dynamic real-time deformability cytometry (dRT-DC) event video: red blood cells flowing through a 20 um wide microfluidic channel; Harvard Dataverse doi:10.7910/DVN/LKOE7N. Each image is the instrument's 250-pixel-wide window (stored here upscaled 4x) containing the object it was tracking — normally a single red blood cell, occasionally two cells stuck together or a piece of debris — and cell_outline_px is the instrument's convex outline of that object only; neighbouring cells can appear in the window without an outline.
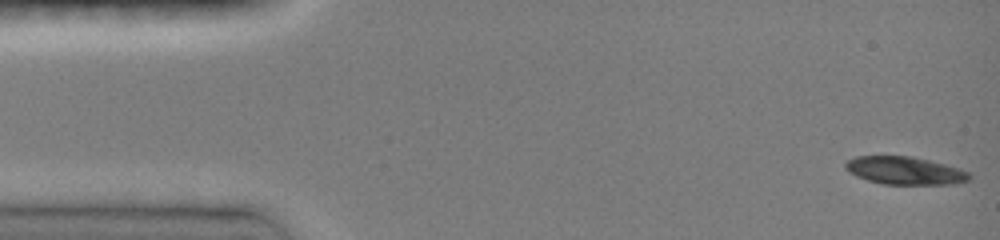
{"species": "common noctule bat (a hibernating species)", "species_latin": "Nyctalus noctula", "temperature_condition": "room temperature", "stored_images_in_passage": 13, "camera_frame_rate_fps": 3000, "um_per_image_px": 0.085, "animal": {"sex": "female", "body_mass_g": 19.0, "forearm_length_mm": 51.5}, "frame": {"image": 1, "passage_image": 1, "time_ms": 0.0, "image_size_px": [1000, 240], "cell_outline_px": [[972, 176], [968, 180], [956, 184], [884, 184], [868, 180], [856, 176], [848, 172], [844, 168], [844, 164], [848, 160], [856, 156], [912, 156], [960, 168], [968, 172]], "centroid_in_image_um": [76.9, 14.5], "position_along_channel_um": 8.1, "area_um2": 20.11}}
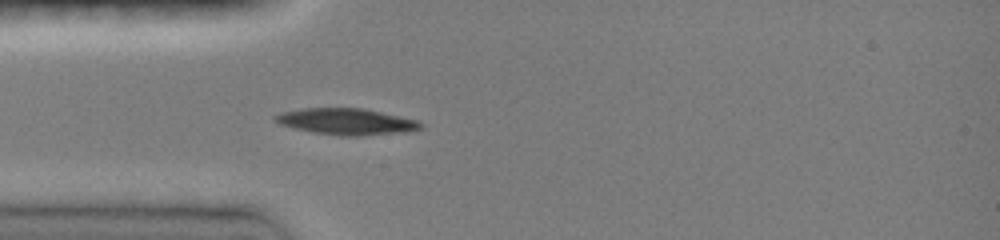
{"frame": {"image": 2, "passage_image": 10, "time_ms": 4.0, "image_size_px": [1000, 240], "cell_outline_px": [[424, 128], [404, 132], [356, 136], [340, 136], [292, 128], [280, 124], [272, 120], [272, 116], [280, 112], [304, 108], [364, 108], [420, 120], [424, 124]], "centroid_in_image_um": [29.46, 10.32], "position_along_channel_um": 55.5, "area_um2": 22.6}}